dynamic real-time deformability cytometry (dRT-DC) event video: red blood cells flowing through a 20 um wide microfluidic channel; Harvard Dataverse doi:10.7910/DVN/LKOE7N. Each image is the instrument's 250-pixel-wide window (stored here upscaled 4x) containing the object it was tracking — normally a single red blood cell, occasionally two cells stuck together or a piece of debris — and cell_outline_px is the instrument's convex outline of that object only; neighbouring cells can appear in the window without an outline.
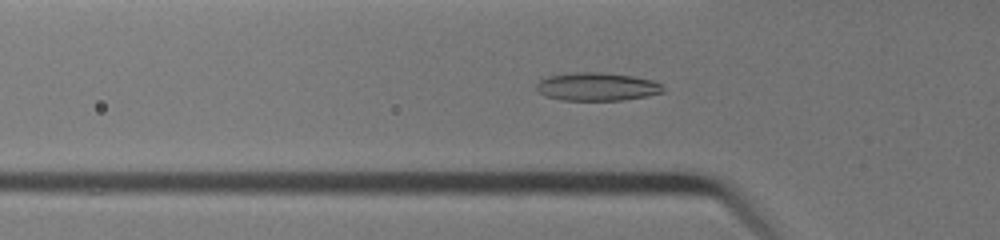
{"species": "common noctule bat (a hibernating species)", "species_latin": "Nyctalus noctula", "temperature_condition": "warm", "stored_images_in_passage": 32, "camera_frame_rate_fps": 3000, "um_per_image_px": 0.085, "animal": {"sex": "female", "body_mass_g": 19.0, "forearm_length_mm": 51.5}, "frame": {"image": 1, "passage_image": 5, "time_ms": 1.333, "image_size_px": [1000, 240], "cell_outline_px": [[664, 92], [648, 96], [620, 100], [560, 100], [548, 96], [540, 92], [536, 88], [536, 84], [540, 80], [548, 76], [572, 72], [600, 72], [632, 76], [652, 80], [660, 84], [664, 88]], "centroid_in_image_um": [50.75, 7.36], "position_along_channel_um": 75.1, "area_um2": 20.69}}
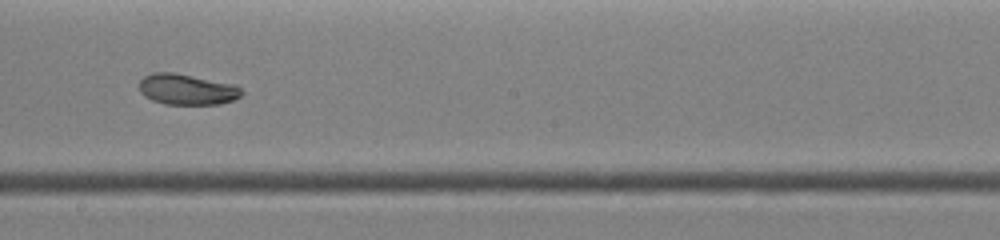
{"frame": {"image": 2, "passage_image": 15, "time_ms": 4.667, "image_size_px": [1000, 240], "cell_outline_px": [[244, 92], [240, 96], [232, 100], [220, 104], [164, 104], [152, 100], [144, 96], [140, 92], [140, 80], [144, 76], [152, 72], [172, 72], [236, 84]], "centroid_in_image_um": [15.89, 7.59], "position_along_channel_um": 232.3, "area_um2": 18.44}}
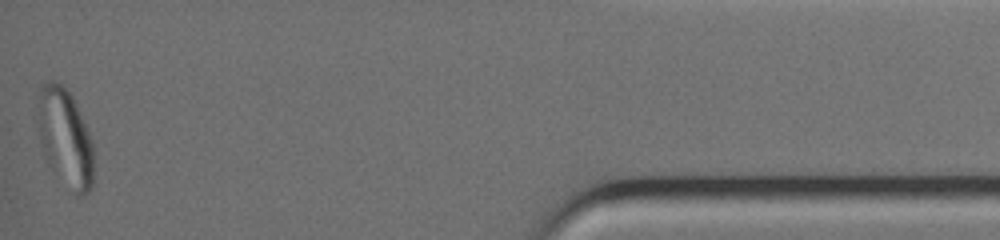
{"frame": {"image": 3, "passage_image": 32, "time_ms": 10.333, "image_size_px": [1000, 240], "cell_outline_px": [[92, 188], [84, 196], [76, 196], [52, 168], [44, 156], [32, 116], [40, 84], [48, 80], [52, 80], [60, 84], [72, 96], [92, 140]], "centroid_in_image_um": [5.44, 11.63], "position_along_channel_um": 429.8, "area_um2": 32.71}}